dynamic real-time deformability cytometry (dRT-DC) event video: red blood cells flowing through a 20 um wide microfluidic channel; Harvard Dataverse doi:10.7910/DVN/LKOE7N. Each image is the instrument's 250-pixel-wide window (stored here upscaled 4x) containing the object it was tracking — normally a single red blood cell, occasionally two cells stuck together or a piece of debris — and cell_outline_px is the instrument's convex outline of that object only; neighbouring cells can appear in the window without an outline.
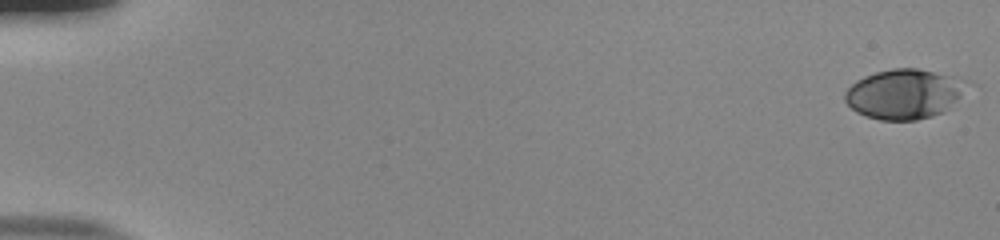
{"species": "human", "species_latin": "Homo sapiens", "temperature_condition": "room temperature", "stored_images_in_passage": 55, "camera_frame_rate_fps": 3000, "um_per_image_px": 0.085, "donor": {"sex": "male"}, "frame": {"image": 1, "passage_image": 1, "time_ms": 0.0, "image_size_px": [1000, 240], "cell_outline_px": [[964, 80], [960, 96], [944, 112], [932, 116], [916, 120], [880, 120], [864, 116], [856, 112], [844, 100], [844, 92], [856, 80], [864, 76], [876, 72], [892, 68], [916, 68]], "centroid_in_image_um": [76.75, 8.01], "position_along_channel_um": 8.2, "area_um2": 34.8}}
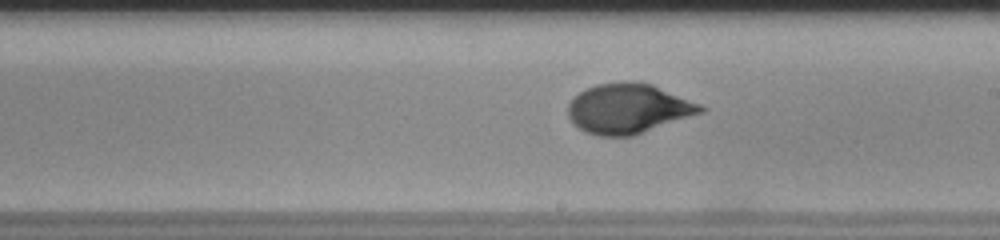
{"frame": {"image": 2, "passage_image": 33, "time_ms": 10.667, "image_size_px": [1000, 240], "cell_outline_px": [[708, 108], [704, 112], [632, 136], [600, 136], [584, 132], [568, 116], [568, 104], [584, 88], [596, 84], [624, 80], [632, 80], [652, 84], [700, 104]], "centroid_in_image_um": [53.41, 9.21], "position_along_channel_um": 235.6, "area_um2": 38.61}}
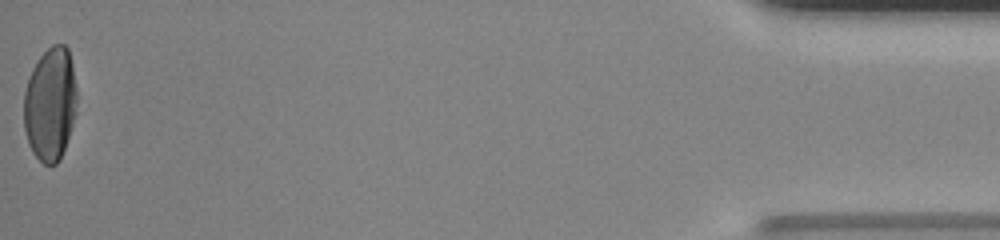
{"frame": {"image": 3, "passage_image": 55, "time_ms": 18.0, "image_size_px": [1000, 240], "cell_outline_px": [[76, 112], [60, 160], [56, 164], [44, 164], [32, 152], [28, 144], [24, 128], [24, 92], [32, 68], [36, 60], [52, 44], [64, 44], [68, 48], [72, 64], [76, 88]], "centroid_in_image_um": [4.26, 8.83], "position_along_channel_um": 430.9, "area_um2": 35.08}, "authors_computed_cell_mechanics": {"area_um2": 36.1828, "velocity_mm_per_s": 3.8416, "shape_relaxation_time_tau1_ms": 5.6666, "shape_relaxation_time_tau2_ms": null, "deformation_change_tau1": 0.2237, "deformation_change_tau2": null}}